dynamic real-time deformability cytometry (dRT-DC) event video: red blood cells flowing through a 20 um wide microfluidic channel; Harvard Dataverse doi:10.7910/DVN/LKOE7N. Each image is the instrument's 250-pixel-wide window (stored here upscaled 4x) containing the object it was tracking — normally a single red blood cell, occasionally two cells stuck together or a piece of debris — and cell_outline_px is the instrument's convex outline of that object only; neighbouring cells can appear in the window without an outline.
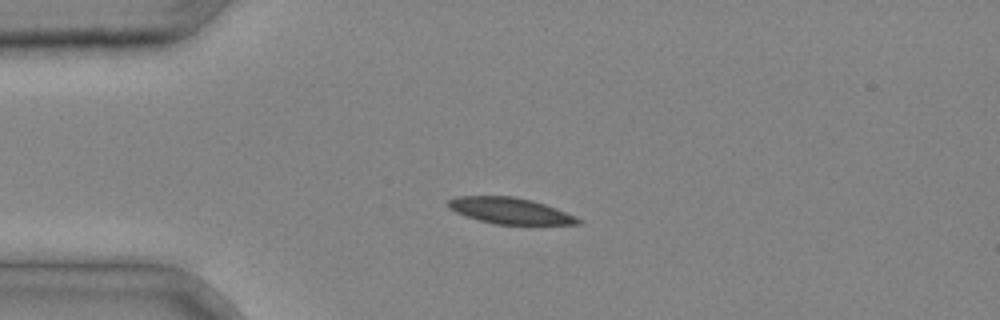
{"species": "common noctule bat (a hibernating species)", "species_latin": "Nyctalus noctula", "temperature_condition": "cold", "stored_images_in_passage": 1, "camera_frame_rate_fps": 3000, "um_per_image_px": 0.085, "animal": {"sex": "male", "body_mass_g": 20.4}, "frame": {"image": 1, "passage_image": 1, "time_ms": 0.0, "image_size_px": [1000, 320], "cell_outline_px": [[584, 224], [496, 224], [480, 220], [456, 212], [448, 208], [448, 200], [456, 196], [512, 196], [532, 200], [556, 208], [576, 216], [584, 220]], "centroid_in_image_um": [43.4, 17.91], "position_along_channel_um": 41.6, "area_um2": 19.71}}